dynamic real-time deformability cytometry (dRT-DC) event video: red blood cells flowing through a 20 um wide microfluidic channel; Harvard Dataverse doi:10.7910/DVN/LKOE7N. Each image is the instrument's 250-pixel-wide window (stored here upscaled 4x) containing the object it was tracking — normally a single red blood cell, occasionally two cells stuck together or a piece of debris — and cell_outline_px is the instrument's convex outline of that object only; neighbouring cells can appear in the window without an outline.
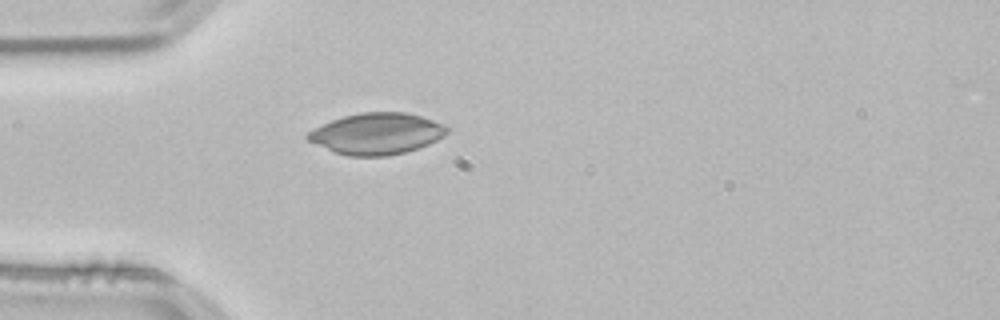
{"species": "common noctule bat (a hibernating species)", "species_latin": "Nyctalus noctula", "temperature_condition": "room temperature", "stored_images_in_passage": 39, "camera_frame_rate_fps": 3000, "um_per_image_px": 0.085, "animal": {"sex": "male", "body_mass_g": 21.5, "forearm_length_mm": 52.0}, "frame": {"image": 1, "passage_image": 1, "time_ms": 0.0, "image_size_px": [1000, 320], "cell_outline_px": [[448, 132], [444, 136], [428, 144], [404, 152], [388, 156], [348, 156], [332, 152], [308, 140], [304, 136], [308, 132], [332, 120], [344, 116], [360, 112], [408, 112], [444, 124], [448, 128]], "centroid_in_image_um": [32.01, 11.36], "position_along_channel_um": 53.0, "area_um2": 33.41}}
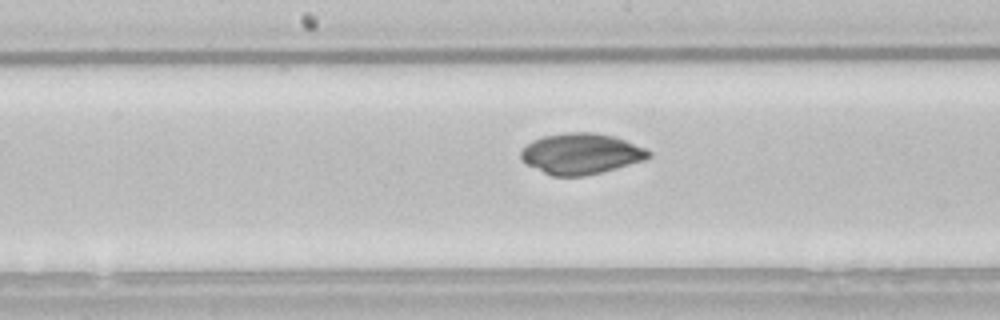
{"frame": {"image": 2, "passage_image": 13, "time_ms": 4.0, "image_size_px": [1000, 320], "cell_outline_px": [[652, 156], [644, 160], [600, 172], [584, 176], [552, 176], [520, 160], [520, 152], [532, 140], [544, 136], [564, 132], [596, 132], [612, 136], [648, 148], [652, 152]], "centroid_in_image_um": [49.4, 13.05], "position_along_channel_um": 198.8, "area_um2": 30.29}}
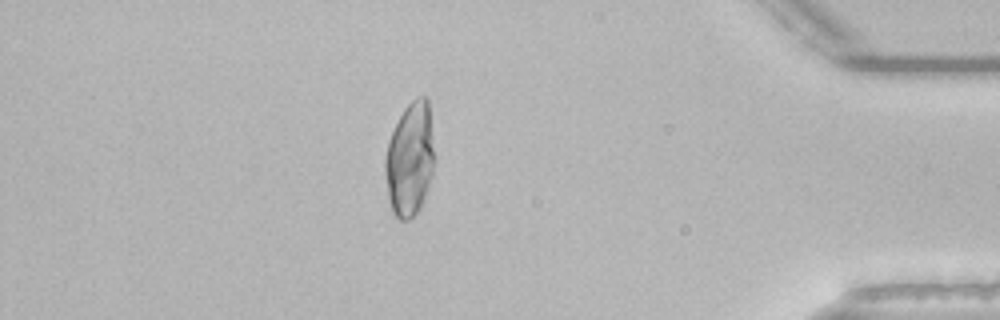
{"frame": {"image": 3, "passage_image": 32, "time_ms": 10.333, "image_size_px": [1000, 320], "cell_outline_px": [[436, 156], [432, 176], [428, 188], [420, 208], [408, 220], [400, 220], [392, 212], [388, 200], [384, 172], [384, 160], [388, 140], [404, 108], [416, 96], [424, 96], [428, 100]], "centroid_in_image_um": [34.85, 13.54], "position_along_channel_um": 400.4, "area_um2": 33.29}}